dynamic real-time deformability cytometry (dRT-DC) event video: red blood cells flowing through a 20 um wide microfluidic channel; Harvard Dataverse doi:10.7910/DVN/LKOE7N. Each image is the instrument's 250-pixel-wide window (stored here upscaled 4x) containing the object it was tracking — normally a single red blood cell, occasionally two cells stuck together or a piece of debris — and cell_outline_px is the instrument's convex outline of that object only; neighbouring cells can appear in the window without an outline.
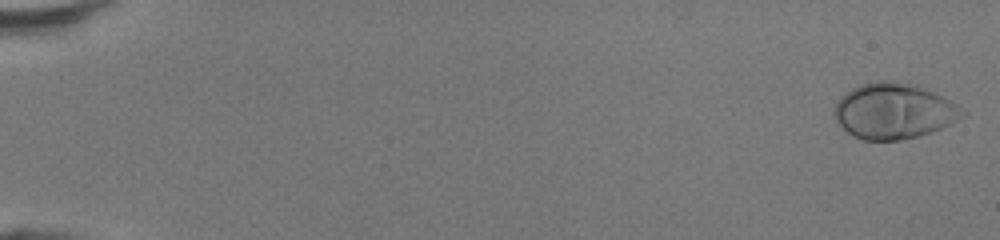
{"species": "human", "species_latin": "Homo sapiens", "temperature_condition": "room temperature", "stored_images_in_passage": 48, "camera_frame_rate_fps": 3000, "um_per_image_px": 0.085, "donor": {"sex": "female"}, "frame": {"image": 1, "passage_image": 1, "time_ms": 0.0, "image_size_px": [1000, 240], "cell_outline_px": [[968, 112], [964, 116], [932, 132], [920, 136], [900, 140], [864, 140], [852, 136], [836, 120], [832, 108], [836, 100], [844, 92], [860, 84], [880, 80], [892, 80], [924, 88], [956, 104]], "centroid_in_image_um": [75.92, 9.44], "position_along_channel_um": 9.1, "area_um2": 41.5}}
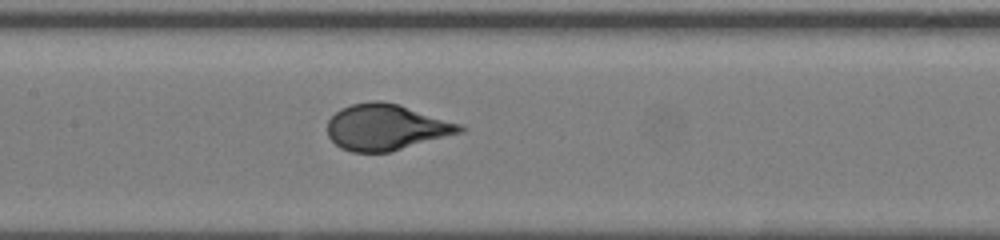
{"frame": {"image": 2, "passage_image": 25, "time_ms": 8.0, "image_size_px": [1000, 240], "cell_outline_px": [[468, 128], [464, 132], [388, 152], [352, 152], [340, 148], [328, 136], [328, 120], [340, 108], [352, 104], [372, 100], [380, 100], [396, 104], [464, 124]], "centroid_in_image_um": [32.85, 10.81], "position_along_channel_um": 174.5, "area_um2": 35.55}}
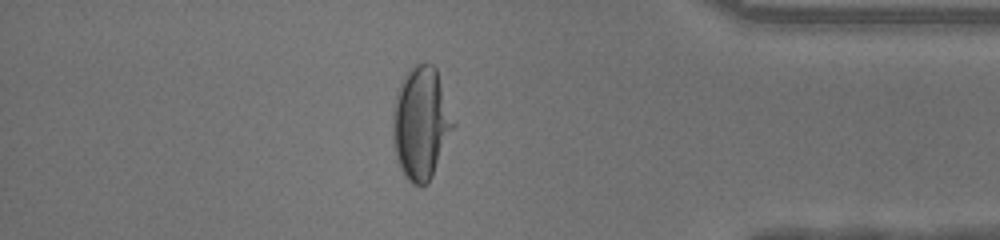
{"frame": {"image": 3, "passage_image": 42, "time_ms": 13.667, "image_size_px": [1000, 240], "cell_outline_px": [[456, 124], [432, 176], [428, 184], [420, 188], [412, 184], [404, 176], [396, 160], [392, 136], [392, 112], [396, 92], [400, 80], [408, 68], [416, 64], [432, 64], [436, 68]], "centroid_in_image_um": [35.76, 10.48], "position_along_channel_um": 399.4, "area_um2": 40.4}, "authors_computed_cell_mechanics": {"area_um2": 37.0209, "velocity_mm_per_s": 4.3683, "shape_relaxation_time_tau1_ms": 3.616, "shape_relaxation_time_tau2_ms": null, "deformation_change_tau1": 0.2236, "deformation_change_tau2": null}}